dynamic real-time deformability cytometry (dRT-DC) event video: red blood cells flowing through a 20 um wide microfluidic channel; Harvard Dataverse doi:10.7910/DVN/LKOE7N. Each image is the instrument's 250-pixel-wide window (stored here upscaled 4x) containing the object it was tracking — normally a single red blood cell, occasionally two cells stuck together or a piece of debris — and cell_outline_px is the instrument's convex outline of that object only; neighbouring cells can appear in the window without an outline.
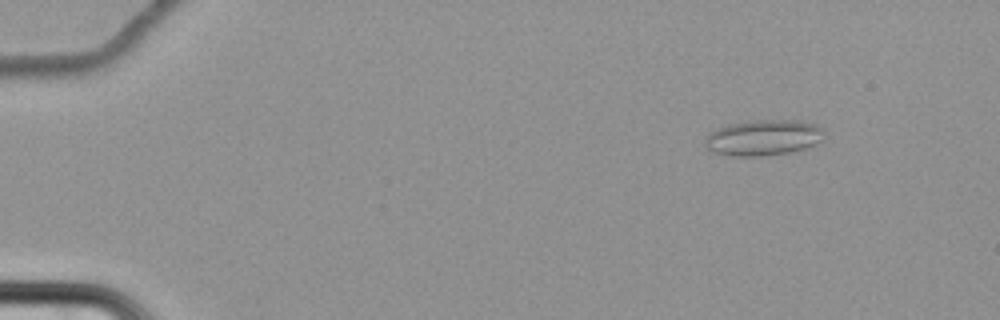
{"species": "common noctule bat (a hibernating species)", "species_latin": "Nyctalus noctula", "temperature_condition": "cold", "stored_images_in_passage": 64, "camera_frame_rate_fps": 3000, "um_per_image_px": 0.085, "animal": {"sex": "female", "body_mass_g": 22.7, "forearm_length_mm": 54.2}, "frame": {"image": 1, "passage_image": 9, "time_ms": 2.667, "image_size_px": [1000, 320], "cell_outline_px": [[824, 140], [808, 148], [788, 152], [760, 156], [732, 156], [712, 152], [704, 148], [704, 140], [708, 132], [716, 128], [728, 124], [756, 120], [804, 120], [816, 124], [824, 132]], "centroid_in_image_um": [64.87, 11.7], "position_along_channel_um": 20.1, "area_um2": 25.32}}
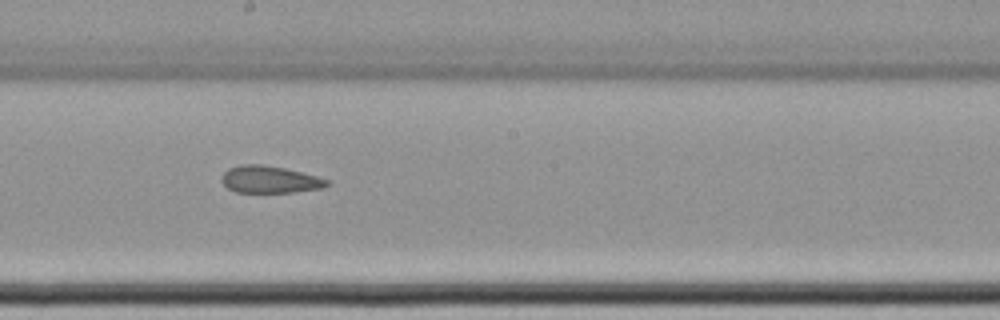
{"frame": {"image": 2, "passage_image": 38, "time_ms": 12.333, "image_size_px": [1000, 320], "cell_outline_px": [[328, 184], [324, 188], [296, 192], [236, 192], [228, 188], [220, 180], [224, 172], [228, 168], [240, 164], [264, 164], [284, 168], [316, 176], [328, 180]], "centroid_in_image_um": [22.9, 15.25], "position_along_channel_um": 225.3, "area_um2": 16.65}}
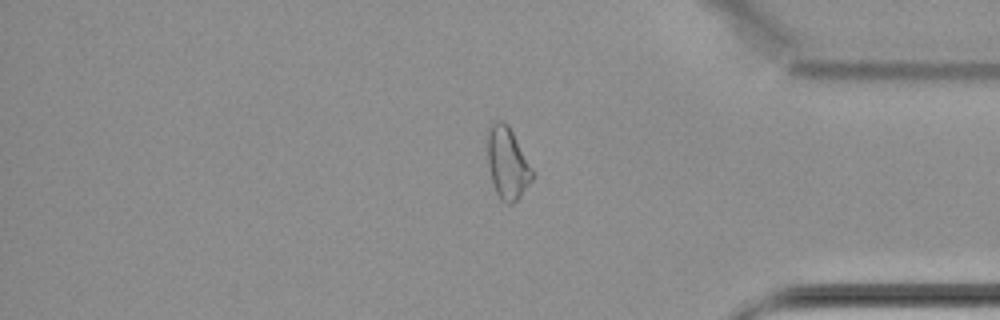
{"frame": {"image": 3, "passage_image": 54, "time_ms": 17.667, "image_size_px": [1000, 320], "cell_outline_px": [[536, 172], [532, 180], [520, 196], [512, 204], [504, 204], [500, 200], [496, 192], [492, 180], [488, 164], [484, 136], [488, 124], [492, 120], [504, 120], [508, 124]], "centroid_in_image_um": [43.1, 13.78], "position_along_channel_um": 392.1, "area_um2": 19.77}, "authors_computed_cell_mechanics": {"area_um2": 19.7676, "velocity_mm_per_s": 3.4508, "shape_relaxation_time_tau1_ms": null, "shape_relaxation_time_tau2_ms": 3.6686, "deformation_change_tau1": null, "deformation_change_tau2": 0.131}}